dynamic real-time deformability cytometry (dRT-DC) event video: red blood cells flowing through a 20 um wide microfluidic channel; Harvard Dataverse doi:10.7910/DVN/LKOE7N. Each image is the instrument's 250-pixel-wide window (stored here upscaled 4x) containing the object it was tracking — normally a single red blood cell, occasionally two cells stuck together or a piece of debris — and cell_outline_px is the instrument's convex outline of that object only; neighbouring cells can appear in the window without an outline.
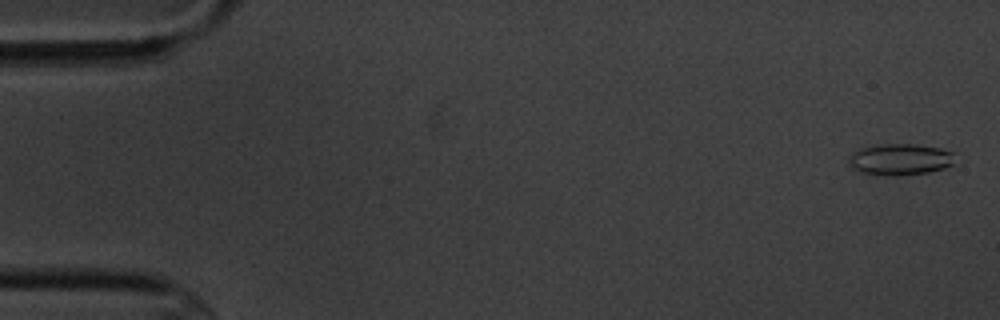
{"species": "common noctule bat (a hibernating species)", "species_latin": "Nyctalus noctula", "temperature_condition": "cold", "stored_images_in_passage": 17, "camera_frame_rate_fps": 3000, "um_per_image_px": 0.085, "animal": {"sex": "male", "body_mass_g": 20.1, "forearm_length_mm": 53.5}, "frame": {"image": 1, "passage_image": 1, "time_ms": 0.0, "image_size_px": [1000, 320], "cell_outline_px": [[952, 164], [944, 168], [928, 172], [896, 176], [872, 176], [860, 172], [852, 168], [848, 164], [848, 156], [852, 152], [860, 148], [880, 144], [916, 144], [940, 148], [952, 152]], "centroid_in_image_um": [76.41, 13.56], "position_along_channel_um": 8.6, "area_um2": 19.71}}
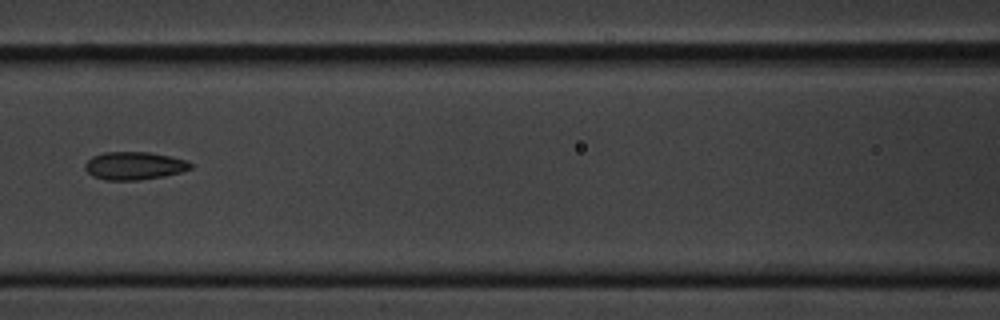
{"frame": {"image": 2, "passage_image": 8, "time_ms": 8.0, "image_size_px": [1000, 320], "cell_outline_px": [[192, 168], [180, 172], [164, 176], [140, 180], [104, 180], [92, 176], [84, 168], [84, 164], [92, 156], [104, 152], [148, 152], [168, 156], [184, 160], [192, 164]], "centroid_in_image_um": [11.36, 14.09], "position_along_channel_um": 155.2, "area_um2": 17.11}}
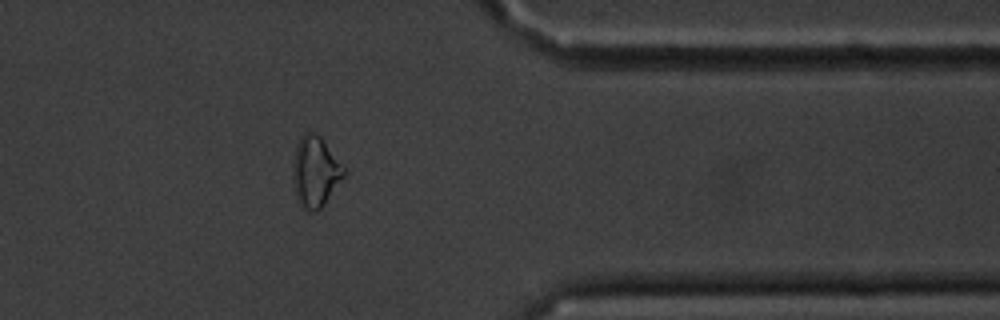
{"frame": {"image": 3, "passage_image": 14, "time_ms": 15.0, "image_size_px": [1000, 320], "cell_outline_px": [[348, 172], [324, 204], [316, 212], [308, 212], [300, 204], [296, 192], [292, 176], [292, 164], [296, 148], [300, 136], [304, 132], [312, 132], [320, 136]], "centroid_in_image_um": [26.81, 14.59], "position_along_channel_um": 384.6, "area_um2": 20.92}, "authors_computed_cell_mechanics": {"area_um2": 17.7446, "velocity_mm_per_s": 3.4776, "shape_relaxation_time_tau1_ms": null, "shape_relaxation_time_tau2_ms": 2.8738, "deformation_change_tau1": null, "deformation_change_tau2": 0.1082}}